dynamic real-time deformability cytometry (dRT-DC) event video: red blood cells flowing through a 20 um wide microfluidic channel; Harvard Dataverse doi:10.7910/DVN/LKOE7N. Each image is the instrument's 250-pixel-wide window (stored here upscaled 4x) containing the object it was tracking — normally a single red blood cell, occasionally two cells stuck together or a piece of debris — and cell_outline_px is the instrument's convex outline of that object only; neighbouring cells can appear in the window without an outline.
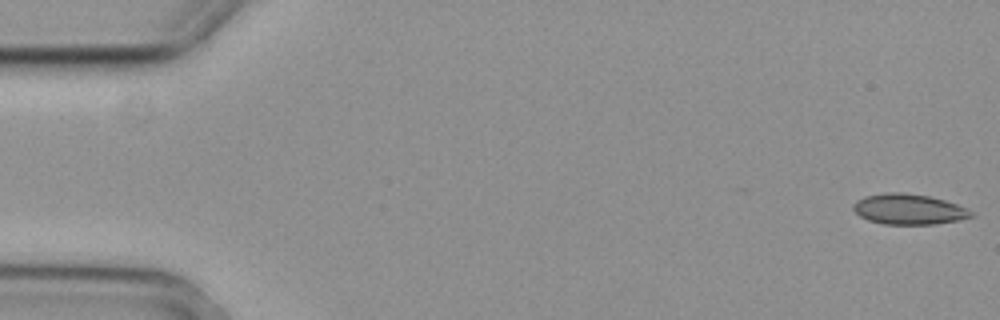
{"species": "common noctule bat (a hibernating species)", "species_latin": "Nyctalus noctula", "temperature_condition": "cold", "stored_images_in_passage": 5, "camera_frame_rate_fps": 3000, "um_per_image_px": 0.085, "animal": {"sex": "female", "body_mass_g": 29.2, "forearm_length_mm": 56.3}, "frame": {"image": 1, "passage_image": 1, "time_ms": 0.0, "image_size_px": [1000, 320], "cell_outline_px": [[972, 216], [960, 220], [936, 224], [884, 224], [868, 220], [860, 216], [852, 208], [852, 204], [856, 200], [864, 196], [888, 192], [900, 192], [928, 196], [944, 200], [968, 208], [972, 212]], "centroid_in_image_um": [77.22, 17.78], "position_along_channel_um": 7.8, "area_um2": 20.92}}
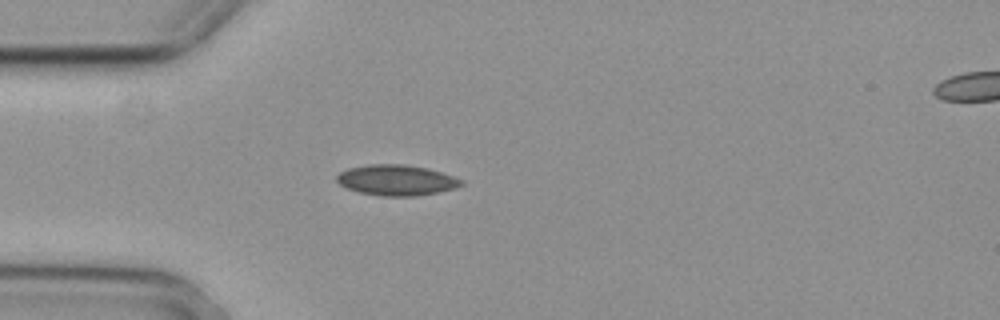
{"frame": {"image": 2, "passage_image": 5, "time_ms": 1.333, "image_size_px": [1000, 320], "cell_outline_px": [[464, 184], [456, 188], [416, 196], [384, 196], [360, 192], [348, 188], [340, 184], [336, 180], [336, 176], [340, 172], [348, 168], [368, 164], [404, 164], [428, 168], [464, 180]], "centroid_in_image_um": [33.71, 15.3], "position_along_channel_um": 51.3, "area_um2": 22.14}}